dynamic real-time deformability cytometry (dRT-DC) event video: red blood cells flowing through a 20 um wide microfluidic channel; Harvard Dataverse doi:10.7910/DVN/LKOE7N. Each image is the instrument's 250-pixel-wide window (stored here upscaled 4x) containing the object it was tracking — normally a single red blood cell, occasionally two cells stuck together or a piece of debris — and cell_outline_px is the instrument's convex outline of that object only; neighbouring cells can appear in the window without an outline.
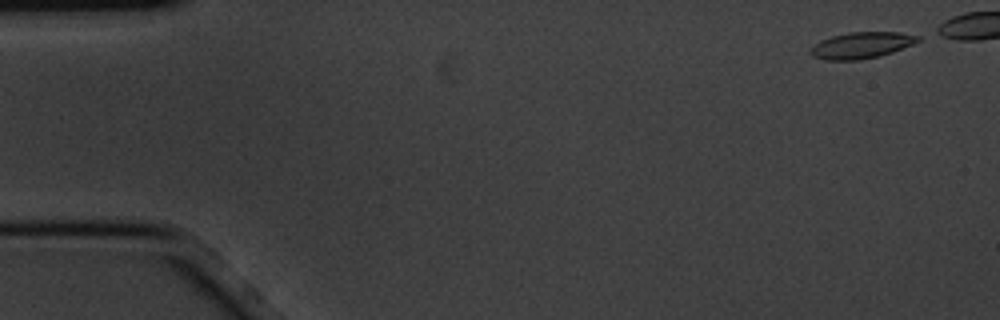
{"species": "common noctule bat (a hibernating species)", "species_latin": "Nyctalus noctula", "temperature_condition": "cold", "stored_images_in_passage": 4, "camera_frame_rate_fps": 3000, "um_per_image_px": 0.085, "animal": {"sex": "male", "body_mass_g": 20.1, "forearm_length_mm": 53.5}, "frame": {"image": 1, "passage_image": 1, "time_ms": 0.0, "image_size_px": [1000, 320], "cell_outline_px": [[920, 40], [912, 44], [892, 52], [880, 56], [856, 60], [824, 60], [812, 56], [812, 44], [820, 40], [832, 36], [848, 32], [900, 32], [920, 36]], "centroid_in_image_um": [73.21, 3.84], "position_along_channel_um": 11.8, "area_um2": 16.42}}